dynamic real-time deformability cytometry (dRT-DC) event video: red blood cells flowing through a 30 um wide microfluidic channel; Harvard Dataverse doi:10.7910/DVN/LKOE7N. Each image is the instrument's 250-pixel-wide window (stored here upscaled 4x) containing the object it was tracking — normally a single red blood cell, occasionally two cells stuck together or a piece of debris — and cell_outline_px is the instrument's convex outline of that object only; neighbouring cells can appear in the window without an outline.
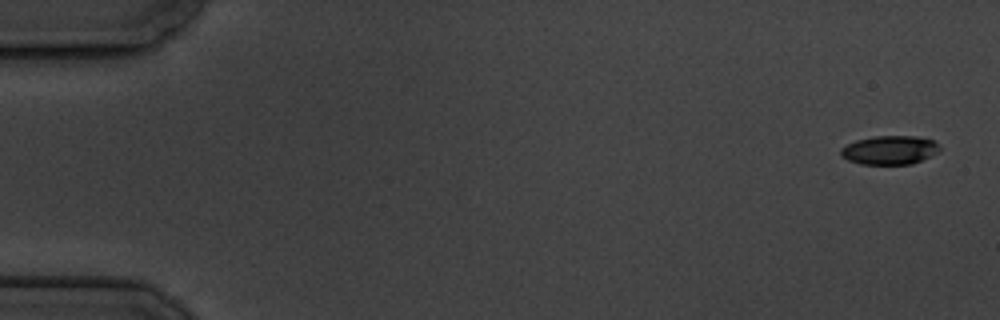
{"species": "common noctule bat (a hibernating species)", "species_latin": "Nyctalus noctula", "temperature_condition": "cold", "stored_images_in_passage": 9, "camera_frame_rate_fps": 3000, "um_per_image_px": 0.085, "animal": {"sex": "male", "body_mass_g": 19.5, "forearm_length_mm": 54.6}, "frame": {"image": 1, "passage_image": 1, "time_ms": 0.0, "image_size_px": [1000, 320], "cell_outline_px": [[940, 152], [912, 164], [860, 164], [848, 160], [840, 156], [840, 148], [856, 140], [872, 136], [916, 136], [936, 140], [940, 148]], "centroid_in_image_um": [75.64, 12.75], "position_along_channel_um": 9.4, "area_um2": 16.82}}
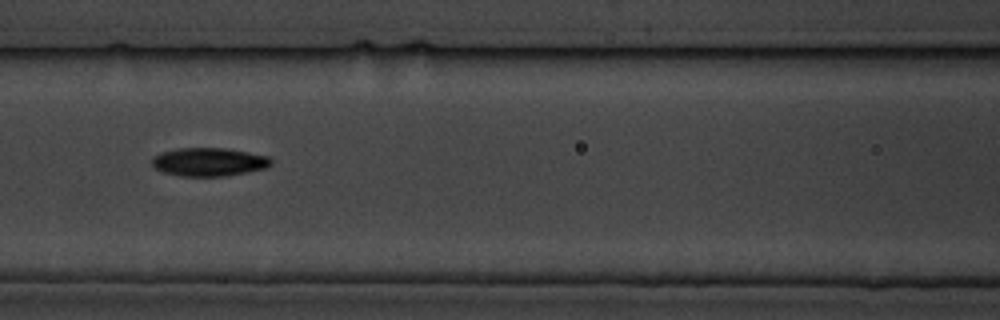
{"frame": {"image": 2, "passage_image": 8, "time_ms": 8.0, "image_size_px": [1000, 320], "cell_outline_px": [[272, 164], [264, 168], [248, 172], [228, 176], [180, 176], [164, 172], [156, 168], [152, 164], [152, 160], [156, 156], [164, 152], [176, 148], [224, 148], [248, 152], [268, 156], [272, 160]], "centroid_in_image_um": [17.79, 13.77], "position_along_channel_um": 148.8, "area_um2": 19.54}}
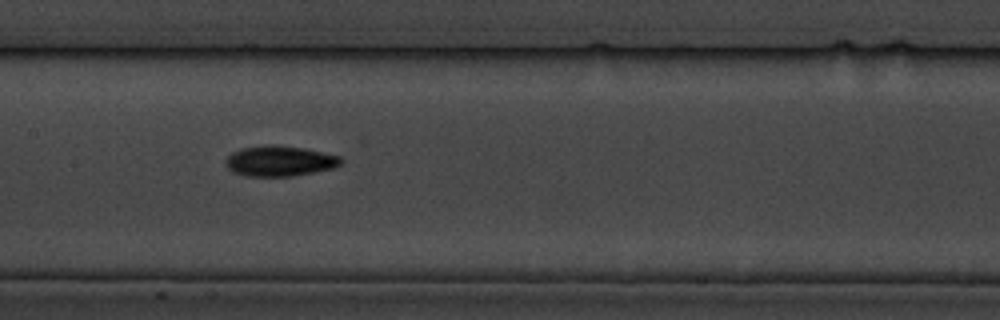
{"frame": {"image": 3, "passage_image": 9, "time_ms": 9.0, "image_size_px": [1000, 320], "cell_outline_px": [[344, 160], [336, 168], [292, 176], [244, 176], [232, 172], [228, 168], [224, 160], [232, 152], [240, 148], [272, 144], [304, 148], [324, 152], [340, 156]], "centroid_in_image_um": [23.78, 13.68], "position_along_channel_um": 183.6, "area_um2": 20.69}}